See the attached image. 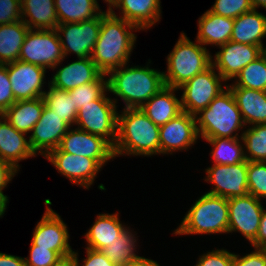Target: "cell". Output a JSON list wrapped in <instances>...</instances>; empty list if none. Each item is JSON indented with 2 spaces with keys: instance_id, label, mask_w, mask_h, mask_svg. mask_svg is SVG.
Returning <instances> with one entry per match:
<instances>
[{
  "instance_id": "484cf974",
  "label": "cell",
  "mask_w": 266,
  "mask_h": 266,
  "mask_svg": "<svg viewBox=\"0 0 266 266\" xmlns=\"http://www.w3.org/2000/svg\"><path fill=\"white\" fill-rule=\"evenodd\" d=\"M177 88L164 86L140 109L156 125L166 124L182 113L181 98L176 95Z\"/></svg>"
},
{
  "instance_id": "8d00e7d4",
  "label": "cell",
  "mask_w": 266,
  "mask_h": 266,
  "mask_svg": "<svg viewBox=\"0 0 266 266\" xmlns=\"http://www.w3.org/2000/svg\"><path fill=\"white\" fill-rule=\"evenodd\" d=\"M108 90L107 74L102 73L95 81L78 86L68 92L74 105L80 110L91 101L99 99Z\"/></svg>"
},
{
  "instance_id": "7a4b0ae2",
  "label": "cell",
  "mask_w": 266,
  "mask_h": 266,
  "mask_svg": "<svg viewBox=\"0 0 266 266\" xmlns=\"http://www.w3.org/2000/svg\"><path fill=\"white\" fill-rule=\"evenodd\" d=\"M151 62L149 59L145 66L128 62L107 74L108 91L115 96L111 99L116 105L121 100L122 109L141 108L165 86L163 71L151 68Z\"/></svg>"
},
{
  "instance_id": "ba28073f",
  "label": "cell",
  "mask_w": 266,
  "mask_h": 266,
  "mask_svg": "<svg viewBox=\"0 0 266 266\" xmlns=\"http://www.w3.org/2000/svg\"><path fill=\"white\" fill-rule=\"evenodd\" d=\"M224 82V83H223ZM227 88L226 81L211 65L178 88L183 112L198 114Z\"/></svg>"
},
{
  "instance_id": "f1b7e54d",
  "label": "cell",
  "mask_w": 266,
  "mask_h": 266,
  "mask_svg": "<svg viewBox=\"0 0 266 266\" xmlns=\"http://www.w3.org/2000/svg\"><path fill=\"white\" fill-rule=\"evenodd\" d=\"M21 20L30 29H56L54 0H21Z\"/></svg>"
},
{
  "instance_id": "c3c4849f",
  "label": "cell",
  "mask_w": 266,
  "mask_h": 266,
  "mask_svg": "<svg viewBox=\"0 0 266 266\" xmlns=\"http://www.w3.org/2000/svg\"><path fill=\"white\" fill-rule=\"evenodd\" d=\"M0 266H26L24 257L0 252Z\"/></svg>"
},
{
  "instance_id": "d590c367",
  "label": "cell",
  "mask_w": 266,
  "mask_h": 266,
  "mask_svg": "<svg viewBox=\"0 0 266 266\" xmlns=\"http://www.w3.org/2000/svg\"><path fill=\"white\" fill-rule=\"evenodd\" d=\"M232 83L236 87L266 91V56L262 53L245 66Z\"/></svg>"
},
{
  "instance_id": "db71d44e",
  "label": "cell",
  "mask_w": 266,
  "mask_h": 266,
  "mask_svg": "<svg viewBox=\"0 0 266 266\" xmlns=\"http://www.w3.org/2000/svg\"><path fill=\"white\" fill-rule=\"evenodd\" d=\"M262 51H263V54L266 56V44L264 45Z\"/></svg>"
},
{
  "instance_id": "30bf717a",
  "label": "cell",
  "mask_w": 266,
  "mask_h": 266,
  "mask_svg": "<svg viewBox=\"0 0 266 266\" xmlns=\"http://www.w3.org/2000/svg\"><path fill=\"white\" fill-rule=\"evenodd\" d=\"M45 212L32 232L31 242L43 248H50L61 258L71 256L74 249L70 246L68 225L63 218L51 208V200L45 199Z\"/></svg>"
},
{
  "instance_id": "7dc6e473",
  "label": "cell",
  "mask_w": 266,
  "mask_h": 266,
  "mask_svg": "<svg viewBox=\"0 0 266 266\" xmlns=\"http://www.w3.org/2000/svg\"><path fill=\"white\" fill-rule=\"evenodd\" d=\"M252 248L266 249V207L263 209L256 239L250 244Z\"/></svg>"
},
{
  "instance_id": "f6af8a7d",
  "label": "cell",
  "mask_w": 266,
  "mask_h": 266,
  "mask_svg": "<svg viewBox=\"0 0 266 266\" xmlns=\"http://www.w3.org/2000/svg\"><path fill=\"white\" fill-rule=\"evenodd\" d=\"M233 266H266V249L253 248L242 256L233 252Z\"/></svg>"
},
{
  "instance_id": "f5cc1de1",
  "label": "cell",
  "mask_w": 266,
  "mask_h": 266,
  "mask_svg": "<svg viewBox=\"0 0 266 266\" xmlns=\"http://www.w3.org/2000/svg\"><path fill=\"white\" fill-rule=\"evenodd\" d=\"M8 201L0 194V218H2L6 212Z\"/></svg>"
},
{
  "instance_id": "b9f144b4",
  "label": "cell",
  "mask_w": 266,
  "mask_h": 266,
  "mask_svg": "<svg viewBox=\"0 0 266 266\" xmlns=\"http://www.w3.org/2000/svg\"><path fill=\"white\" fill-rule=\"evenodd\" d=\"M15 102L11 82L8 77L7 64H0V115Z\"/></svg>"
},
{
  "instance_id": "8fae6325",
  "label": "cell",
  "mask_w": 266,
  "mask_h": 266,
  "mask_svg": "<svg viewBox=\"0 0 266 266\" xmlns=\"http://www.w3.org/2000/svg\"><path fill=\"white\" fill-rule=\"evenodd\" d=\"M102 22V13L97 17L76 23L58 24V32L63 56L65 59L70 54L77 58L91 57Z\"/></svg>"
},
{
  "instance_id": "52a82bcc",
  "label": "cell",
  "mask_w": 266,
  "mask_h": 266,
  "mask_svg": "<svg viewBox=\"0 0 266 266\" xmlns=\"http://www.w3.org/2000/svg\"><path fill=\"white\" fill-rule=\"evenodd\" d=\"M110 96L107 90L99 99L78 110L74 127L100 136L114 146L117 139L119 105H116Z\"/></svg>"
},
{
  "instance_id": "836d02e7",
  "label": "cell",
  "mask_w": 266,
  "mask_h": 266,
  "mask_svg": "<svg viewBox=\"0 0 266 266\" xmlns=\"http://www.w3.org/2000/svg\"><path fill=\"white\" fill-rule=\"evenodd\" d=\"M46 92L43 95L45 105L57 116L61 117V120L68 123L71 127H74L77 120L78 109L74 105V101L71 95L66 90H61L51 86H48Z\"/></svg>"
},
{
  "instance_id": "277c9868",
  "label": "cell",
  "mask_w": 266,
  "mask_h": 266,
  "mask_svg": "<svg viewBox=\"0 0 266 266\" xmlns=\"http://www.w3.org/2000/svg\"><path fill=\"white\" fill-rule=\"evenodd\" d=\"M195 117L199 138L202 140L217 137L239 138L246 128L233 93L228 87Z\"/></svg>"
},
{
  "instance_id": "7c38bea8",
  "label": "cell",
  "mask_w": 266,
  "mask_h": 266,
  "mask_svg": "<svg viewBox=\"0 0 266 266\" xmlns=\"http://www.w3.org/2000/svg\"><path fill=\"white\" fill-rule=\"evenodd\" d=\"M248 161L235 165L212 164L205 168L203 180L213 184L206 193L224 197L245 196L248 194Z\"/></svg>"
},
{
  "instance_id": "74e56055",
  "label": "cell",
  "mask_w": 266,
  "mask_h": 266,
  "mask_svg": "<svg viewBox=\"0 0 266 266\" xmlns=\"http://www.w3.org/2000/svg\"><path fill=\"white\" fill-rule=\"evenodd\" d=\"M248 194L266 200V162L248 161Z\"/></svg>"
},
{
  "instance_id": "e0dca14e",
  "label": "cell",
  "mask_w": 266,
  "mask_h": 266,
  "mask_svg": "<svg viewBox=\"0 0 266 266\" xmlns=\"http://www.w3.org/2000/svg\"><path fill=\"white\" fill-rule=\"evenodd\" d=\"M219 51L211 55L212 66L228 83L233 81L240 71L262 53L260 46L229 41L217 47Z\"/></svg>"
},
{
  "instance_id": "5b68a950",
  "label": "cell",
  "mask_w": 266,
  "mask_h": 266,
  "mask_svg": "<svg viewBox=\"0 0 266 266\" xmlns=\"http://www.w3.org/2000/svg\"><path fill=\"white\" fill-rule=\"evenodd\" d=\"M229 206L224 197L204 193L191 205L173 235L228 234Z\"/></svg>"
},
{
  "instance_id": "d4e9b609",
  "label": "cell",
  "mask_w": 266,
  "mask_h": 266,
  "mask_svg": "<svg viewBox=\"0 0 266 266\" xmlns=\"http://www.w3.org/2000/svg\"><path fill=\"white\" fill-rule=\"evenodd\" d=\"M234 19L206 10L197 20L196 40L204 47H219L231 40Z\"/></svg>"
},
{
  "instance_id": "ffe728a7",
  "label": "cell",
  "mask_w": 266,
  "mask_h": 266,
  "mask_svg": "<svg viewBox=\"0 0 266 266\" xmlns=\"http://www.w3.org/2000/svg\"><path fill=\"white\" fill-rule=\"evenodd\" d=\"M107 8L113 15L145 32L159 24L162 18L161 0H112Z\"/></svg>"
},
{
  "instance_id": "4fadbf2b",
  "label": "cell",
  "mask_w": 266,
  "mask_h": 266,
  "mask_svg": "<svg viewBox=\"0 0 266 266\" xmlns=\"http://www.w3.org/2000/svg\"><path fill=\"white\" fill-rule=\"evenodd\" d=\"M159 140L160 156L174 155L179 151H189L200 140L196 117L187 112L180 113L177 117L160 126Z\"/></svg>"
},
{
  "instance_id": "f35d334b",
  "label": "cell",
  "mask_w": 266,
  "mask_h": 266,
  "mask_svg": "<svg viewBox=\"0 0 266 266\" xmlns=\"http://www.w3.org/2000/svg\"><path fill=\"white\" fill-rule=\"evenodd\" d=\"M252 9L250 0H215L208 10L216 15L235 19Z\"/></svg>"
},
{
  "instance_id": "1f68e13d",
  "label": "cell",
  "mask_w": 266,
  "mask_h": 266,
  "mask_svg": "<svg viewBox=\"0 0 266 266\" xmlns=\"http://www.w3.org/2000/svg\"><path fill=\"white\" fill-rule=\"evenodd\" d=\"M131 229L129 226L115 241L100 250L117 266H123L139 256V251H137L140 248L138 244L139 236H137L138 233L134 229Z\"/></svg>"
},
{
  "instance_id": "cb8c5ba5",
  "label": "cell",
  "mask_w": 266,
  "mask_h": 266,
  "mask_svg": "<svg viewBox=\"0 0 266 266\" xmlns=\"http://www.w3.org/2000/svg\"><path fill=\"white\" fill-rule=\"evenodd\" d=\"M227 87L233 93L246 127L266 124V91L236 87L232 82L227 83Z\"/></svg>"
},
{
  "instance_id": "9a60e30c",
  "label": "cell",
  "mask_w": 266,
  "mask_h": 266,
  "mask_svg": "<svg viewBox=\"0 0 266 266\" xmlns=\"http://www.w3.org/2000/svg\"><path fill=\"white\" fill-rule=\"evenodd\" d=\"M44 158L70 183L85 190H90L89 188L95 183L97 174L103 169L92 158L66 153L58 148L51 150Z\"/></svg>"
},
{
  "instance_id": "d6a6232c",
  "label": "cell",
  "mask_w": 266,
  "mask_h": 266,
  "mask_svg": "<svg viewBox=\"0 0 266 266\" xmlns=\"http://www.w3.org/2000/svg\"><path fill=\"white\" fill-rule=\"evenodd\" d=\"M212 148L210 157L213 164L235 165L246 161L242 138H209L205 140Z\"/></svg>"
},
{
  "instance_id": "7402d4cb",
  "label": "cell",
  "mask_w": 266,
  "mask_h": 266,
  "mask_svg": "<svg viewBox=\"0 0 266 266\" xmlns=\"http://www.w3.org/2000/svg\"><path fill=\"white\" fill-rule=\"evenodd\" d=\"M36 156L30 146L29 135L16 130L0 115V158L20 171V162Z\"/></svg>"
},
{
  "instance_id": "6da1fadb",
  "label": "cell",
  "mask_w": 266,
  "mask_h": 266,
  "mask_svg": "<svg viewBox=\"0 0 266 266\" xmlns=\"http://www.w3.org/2000/svg\"><path fill=\"white\" fill-rule=\"evenodd\" d=\"M141 30L123 18L113 15L108 8L102 12V22L98 40L91 60L104 74L130 62L131 54Z\"/></svg>"
},
{
  "instance_id": "bcb514c9",
  "label": "cell",
  "mask_w": 266,
  "mask_h": 266,
  "mask_svg": "<svg viewBox=\"0 0 266 266\" xmlns=\"http://www.w3.org/2000/svg\"><path fill=\"white\" fill-rule=\"evenodd\" d=\"M19 173L9 162L0 158V194L9 202V197L4 194L3 190L6 189L12 179Z\"/></svg>"
},
{
  "instance_id": "9c48e42d",
  "label": "cell",
  "mask_w": 266,
  "mask_h": 266,
  "mask_svg": "<svg viewBox=\"0 0 266 266\" xmlns=\"http://www.w3.org/2000/svg\"><path fill=\"white\" fill-rule=\"evenodd\" d=\"M63 59L56 29H29L20 50V61L50 70Z\"/></svg>"
},
{
  "instance_id": "e575fe53",
  "label": "cell",
  "mask_w": 266,
  "mask_h": 266,
  "mask_svg": "<svg viewBox=\"0 0 266 266\" xmlns=\"http://www.w3.org/2000/svg\"><path fill=\"white\" fill-rule=\"evenodd\" d=\"M241 138L247 161L266 162V124L246 127Z\"/></svg>"
},
{
  "instance_id": "d6986e66",
  "label": "cell",
  "mask_w": 266,
  "mask_h": 266,
  "mask_svg": "<svg viewBox=\"0 0 266 266\" xmlns=\"http://www.w3.org/2000/svg\"><path fill=\"white\" fill-rule=\"evenodd\" d=\"M70 128L68 123L45 105L39 121L29 134L32 150L37 156L39 154L45 157L51 150L58 148L61 139Z\"/></svg>"
},
{
  "instance_id": "ee69618b",
  "label": "cell",
  "mask_w": 266,
  "mask_h": 266,
  "mask_svg": "<svg viewBox=\"0 0 266 266\" xmlns=\"http://www.w3.org/2000/svg\"><path fill=\"white\" fill-rule=\"evenodd\" d=\"M21 0H0V25L21 20Z\"/></svg>"
},
{
  "instance_id": "3957f363",
  "label": "cell",
  "mask_w": 266,
  "mask_h": 266,
  "mask_svg": "<svg viewBox=\"0 0 266 266\" xmlns=\"http://www.w3.org/2000/svg\"><path fill=\"white\" fill-rule=\"evenodd\" d=\"M159 130L140 108L119 110L115 158L160 155Z\"/></svg>"
},
{
  "instance_id": "5bb4252c",
  "label": "cell",
  "mask_w": 266,
  "mask_h": 266,
  "mask_svg": "<svg viewBox=\"0 0 266 266\" xmlns=\"http://www.w3.org/2000/svg\"><path fill=\"white\" fill-rule=\"evenodd\" d=\"M229 206L228 234L240 233L251 244L257 236L264 209L263 200L251 194L227 199Z\"/></svg>"
},
{
  "instance_id": "603a6c76",
  "label": "cell",
  "mask_w": 266,
  "mask_h": 266,
  "mask_svg": "<svg viewBox=\"0 0 266 266\" xmlns=\"http://www.w3.org/2000/svg\"><path fill=\"white\" fill-rule=\"evenodd\" d=\"M119 213H99L91 224V227L84 233L86 248L100 251L118 238L129 226L119 218Z\"/></svg>"
},
{
  "instance_id": "7bdbcfd3",
  "label": "cell",
  "mask_w": 266,
  "mask_h": 266,
  "mask_svg": "<svg viewBox=\"0 0 266 266\" xmlns=\"http://www.w3.org/2000/svg\"><path fill=\"white\" fill-rule=\"evenodd\" d=\"M86 257L80 260L79 251H73L74 266H117L112 263L101 251L85 247ZM81 261V263H80Z\"/></svg>"
},
{
  "instance_id": "2e32d148",
  "label": "cell",
  "mask_w": 266,
  "mask_h": 266,
  "mask_svg": "<svg viewBox=\"0 0 266 266\" xmlns=\"http://www.w3.org/2000/svg\"><path fill=\"white\" fill-rule=\"evenodd\" d=\"M60 151L94 159L102 168L114 161L113 146L104 138L71 127L58 146Z\"/></svg>"
},
{
  "instance_id": "f546056e",
  "label": "cell",
  "mask_w": 266,
  "mask_h": 266,
  "mask_svg": "<svg viewBox=\"0 0 266 266\" xmlns=\"http://www.w3.org/2000/svg\"><path fill=\"white\" fill-rule=\"evenodd\" d=\"M58 24L91 20L103 10L99 0H54Z\"/></svg>"
},
{
  "instance_id": "44dd1931",
  "label": "cell",
  "mask_w": 266,
  "mask_h": 266,
  "mask_svg": "<svg viewBox=\"0 0 266 266\" xmlns=\"http://www.w3.org/2000/svg\"><path fill=\"white\" fill-rule=\"evenodd\" d=\"M64 61L65 58L51 69L56 72L52 74L49 84L55 88L69 91L95 81L102 74L91 57L77 58L67 65L63 64Z\"/></svg>"
},
{
  "instance_id": "681fc988",
  "label": "cell",
  "mask_w": 266,
  "mask_h": 266,
  "mask_svg": "<svg viewBox=\"0 0 266 266\" xmlns=\"http://www.w3.org/2000/svg\"><path fill=\"white\" fill-rule=\"evenodd\" d=\"M123 266H161L157 261L144 256H138L136 259L128 262Z\"/></svg>"
},
{
  "instance_id": "ac0fdd59",
  "label": "cell",
  "mask_w": 266,
  "mask_h": 266,
  "mask_svg": "<svg viewBox=\"0 0 266 266\" xmlns=\"http://www.w3.org/2000/svg\"><path fill=\"white\" fill-rule=\"evenodd\" d=\"M8 77L16 101L43 97L47 69L17 60L7 64ZM45 90V91H44Z\"/></svg>"
},
{
  "instance_id": "f907efd6",
  "label": "cell",
  "mask_w": 266,
  "mask_h": 266,
  "mask_svg": "<svg viewBox=\"0 0 266 266\" xmlns=\"http://www.w3.org/2000/svg\"><path fill=\"white\" fill-rule=\"evenodd\" d=\"M52 266H74L73 256H68L59 260L56 264Z\"/></svg>"
},
{
  "instance_id": "816d5d0a",
  "label": "cell",
  "mask_w": 266,
  "mask_h": 266,
  "mask_svg": "<svg viewBox=\"0 0 266 266\" xmlns=\"http://www.w3.org/2000/svg\"><path fill=\"white\" fill-rule=\"evenodd\" d=\"M253 9H265L266 10V0H250Z\"/></svg>"
},
{
  "instance_id": "ab89813d",
  "label": "cell",
  "mask_w": 266,
  "mask_h": 266,
  "mask_svg": "<svg viewBox=\"0 0 266 266\" xmlns=\"http://www.w3.org/2000/svg\"><path fill=\"white\" fill-rule=\"evenodd\" d=\"M24 259L26 266H52L62 258L50 248L39 247L31 242L29 255Z\"/></svg>"
},
{
  "instance_id": "60d3db41",
  "label": "cell",
  "mask_w": 266,
  "mask_h": 266,
  "mask_svg": "<svg viewBox=\"0 0 266 266\" xmlns=\"http://www.w3.org/2000/svg\"><path fill=\"white\" fill-rule=\"evenodd\" d=\"M194 266H233V252L217 248L198 256Z\"/></svg>"
},
{
  "instance_id": "8992f818",
  "label": "cell",
  "mask_w": 266,
  "mask_h": 266,
  "mask_svg": "<svg viewBox=\"0 0 266 266\" xmlns=\"http://www.w3.org/2000/svg\"><path fill=\"white\" fill-rule=\"evenodd\" d=\"M211 51L197 40L192 41L183 31L173 49L166 57L164 84L179 88L192 77L204 72L212 65Z\"/></svg>"
},
{
  "instance_id": "4316f807",
  "label": "cell",
  "mask_w": 266,
  "mask_h": 266,
  "mask_svg": "<svg viewBox=\"0 0 266 266\" xmlns=\"http://www.w3.org/2000/svg\"><path fill=\"white\" fill-rule=\"evenodd\" d=\"M266 38V15L252 9L234 19L231 41L264 47Z\"/></svg>"
},
{
  "instance_id": "83f0119b",
  "label": "cell",
  "mask_w": 266,
  "mask_h": 266,
  "mask_svg": "<svg viewBox=\"0 0 266 266\" xmlns=\"http://www.w3.org/2000/svg\"><path fill=\"white\" fill-rule=\"evenodd\" d=\"M45 106L43 97L20 100L12 104L2 116L18 131L29 135L39 121Z\"/></svg>"
},
{
  "instance_id": "4dcf8cb0",
  "label": "cell",
  "mask_w": 266,
  "mask_h": 266,
  "mask_svg": "<svg viewBox=\"0 0 266 266\" xmlns=\"http://www.w3.org/2000/svg\"><path fill=\"white\" fill-rule=\"evenodd\" d=\"M29 27L22 21L0 25V64L19 60V54Z\"/></svg>"
}]
</instances>
